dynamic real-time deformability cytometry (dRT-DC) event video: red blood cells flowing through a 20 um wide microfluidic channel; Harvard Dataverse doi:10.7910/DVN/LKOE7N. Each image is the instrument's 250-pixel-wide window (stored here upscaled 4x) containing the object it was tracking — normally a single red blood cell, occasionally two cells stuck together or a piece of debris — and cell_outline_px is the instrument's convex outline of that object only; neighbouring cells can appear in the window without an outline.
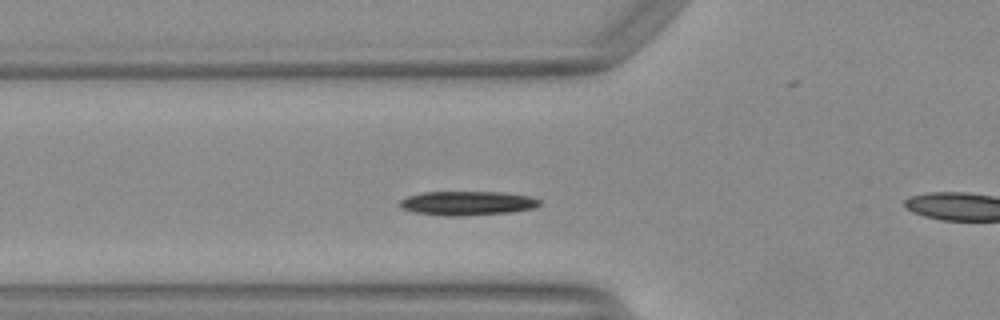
{"species": "Egyptian fruit bat (a non-hibernating species)", "species_latin": "Rousettus aegyptiacus", "temperature_condition": "warm", "stored_images_in_passage": 40, "camera_frame_rate_fps": 3000, "um_per_image_px": 0.085, "animal": {"sex": "female"}, "frame": {"image": 1, "passage_image": 7, "time_ms": 2.0, "image_size_px": [1000, 320], "cell_outline_px": [[540, 204], [532, 208], [512, 212], [460, 216], [444, 216], [416, 212], [404, 208], [396, 204], [400, 200], [408, 196], [424, 192], [504, 192], [532, 196], [540, 200]], "centroid_in_image_um": [39.73, 17.26], "position_along_channel_um": 86.1, "area_um2": 19.65}, "authors_computed_cell_mechanics": {"area_um2": 19.2474, "velocity_mm_per_s": 4.0926, "shape_relaxation_time_tau1_ms": 1.6754, "shape_relaxation_time_tau2_ms": null, "deformation_change_tau1": 0.0816, "deformation_change_tau2": null}}